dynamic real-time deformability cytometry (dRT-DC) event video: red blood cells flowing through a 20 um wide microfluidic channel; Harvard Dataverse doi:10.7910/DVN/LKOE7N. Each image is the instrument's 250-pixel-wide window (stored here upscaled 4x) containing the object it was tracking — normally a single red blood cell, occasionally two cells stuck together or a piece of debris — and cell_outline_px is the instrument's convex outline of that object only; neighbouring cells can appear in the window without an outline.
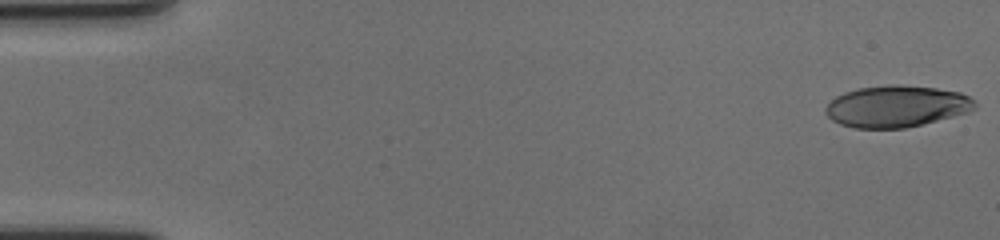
{"species": "human", "species_latin": "Homo sapiens", "temperature_condition": "cold", "stored_images_in_passage": 59, "camera_frame_rate_fps": 3000, "um_per_image_px": 0.085, "donor": {"sex": "female"}, "frame": {"image": 1, "passage_image": 1, "time_ms": 0.0, "image_size_px": [1000, 240], "cell_outline_px": [[976, 108], [968, 112], [904, 128], [856, 128], [840, 124], [832, 120], [824, 112], [824, 108], [836, 96], [844, 92], [856, 88], [892, 84], [900, 84], [936, 88], [960, 92], [968, 96], [976, 104]], "centroid_in_image_um": [76.16, 9.02], "position_along_channel_um": 8.8, "area_um2": 36.07}}
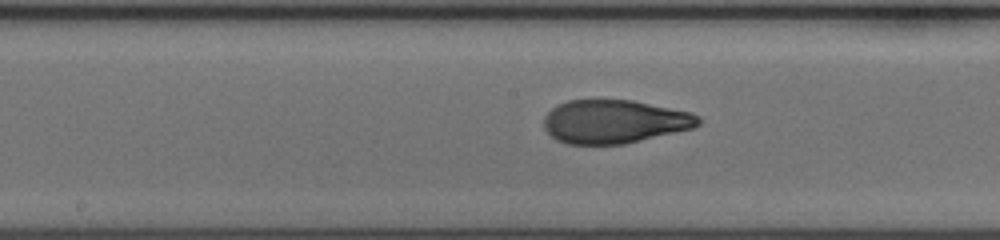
{"frame": {"image": 2, "passage_image": 31, "time_ms": 10.0, "image_size_px": [1000, 240], "cell_outline_px": [[700, 124], [696, 128], [624, 144], [568, 144], [556, 140], [544, 128], [544, 116], [552, 108], [568, 100], [632, 100], [692, 112], [700, 116]], "centroid_in_image_um": [52.26, 10.34], "position_along_channel_um": 195.9, "area_um2": 39.3}}
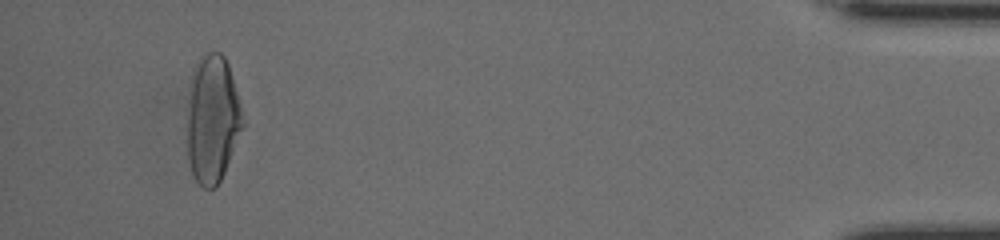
{"frame": {"image": 3, "passage_image": 56, "time_ms": 18.333, "image_size_px": [1000, 240], "cell_outline_px": [[244, 124], [224, 172], [216, 188], [204, 188], [192, 176], [188, 160], [188, 112], [192, 72], [200, 56], [204, 52], [220, 52], [224, 56], [228, 64], [240, 104]], "centroid_in_image_um": [18.05, 10.12], "position_along_channel_um": 417.2, "area_um2": 40.92}, "authors_computed_cell_mechanics": {"area_um2": 39.304, "velocity_mm_per_s": 3.5208, "shape_relaxation_time_tau1_ms": 4.7542, "shape_relaxation_time_tau2_ms": 1.352, "deformation_change_tau1": 0.2163, "deformation_change_tau2": 0.0693}}